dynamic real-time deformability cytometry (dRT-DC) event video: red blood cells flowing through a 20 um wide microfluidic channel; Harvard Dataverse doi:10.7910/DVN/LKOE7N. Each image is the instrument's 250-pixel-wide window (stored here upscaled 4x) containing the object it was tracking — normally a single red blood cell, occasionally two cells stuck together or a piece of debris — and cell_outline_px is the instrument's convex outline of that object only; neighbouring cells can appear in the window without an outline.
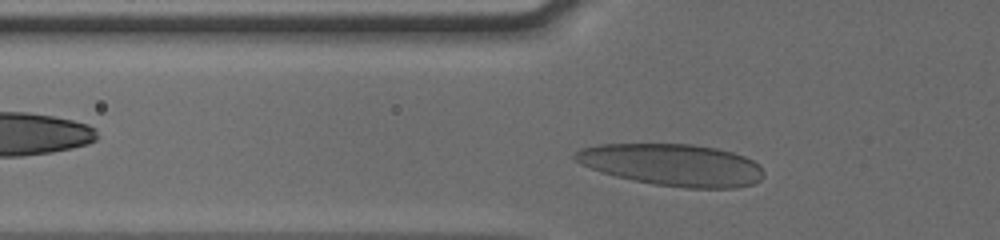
{"species": "human", "species_latin": "Homo sapiens", "temperature_condition": "cold", "stored_images_in_passage": 21, "camera_frame_rate_fps": 3000, "um_per_image_px": 0.085, "donor": {"sex": "male"}, "frame": {"image": 1, "passage_image": 3, "time_ms": 0.667, "image_size_px": [1000, 240], "cell_outline_px": [[764, 176], [760, 180], [752, 184], [736, 188], [684, 188], [656, 184], [616, 176], [580, 164], [572, 156], [580, 148], [600, 144], [692, 144], [716, 148], [732, 152], [744, 156], [760, 164], [764, 172]], "centroid_in_image_um": [57.19, 14.01], "position_along_channel_um": 68.6, "area_um2": 45.95}}
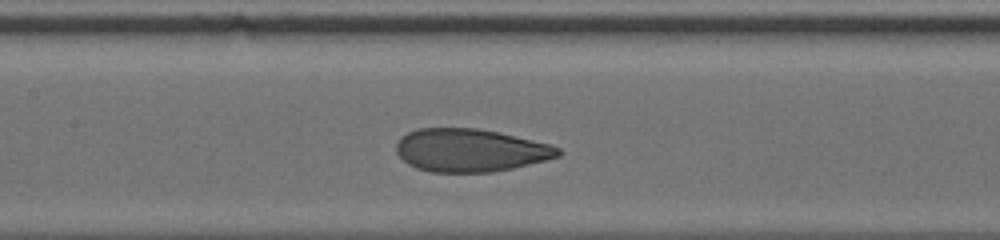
{"frame": {"image": 2, "passage_image": 11, "time_ms": 3.333, "image_size_px": [1000, 240], "cell_outline_px": [[564, 152], [560, 156], [512, 168], [492, 172], [432, 172], [416, 168], [408, 164], [396, 152], [396, 144], [408, 132], [420, 128], [476, 128], [496, 132], [532, 140], [548, 144], [560, 148]], "centroid_in_image_um": [39.97, 12.78], "position_along_channel_um": 167.4, "area_um2": 40.11}}
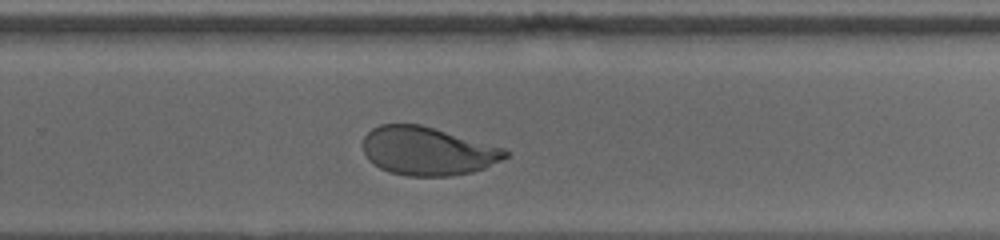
{"frame": {"image": 3, "passage_image": 21, "time_ms": 6.667, "image_size_px": [1000, 240], "cell_outline_px": [[508, 156], [484, 168], [472, 172], [452, 176], [408, 176], [388, 172], [372, 164], [368, 160], [364, 152], [364, 136], [372, 128], [380, 124], [420, 124], [504, 148], [508, 152]], "centroid_in_image_um": [36.31, 12.85], "position_along_channel_um": 293.5, "area_um2": 40.06}}